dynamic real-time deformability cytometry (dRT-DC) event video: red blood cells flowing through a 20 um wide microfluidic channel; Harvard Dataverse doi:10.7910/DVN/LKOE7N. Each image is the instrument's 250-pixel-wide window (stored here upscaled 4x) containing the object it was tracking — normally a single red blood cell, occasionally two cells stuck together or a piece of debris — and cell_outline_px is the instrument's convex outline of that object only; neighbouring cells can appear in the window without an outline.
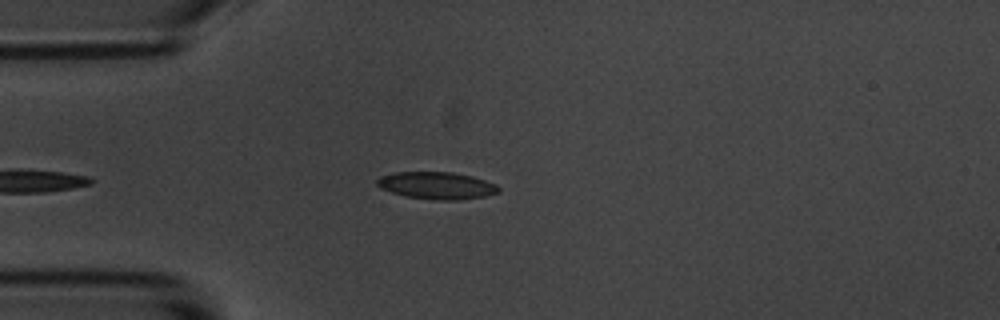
{"species": "common noctule bat (a hibernating species)", "species_latin": "Nyctalus noctula", "temperature_condition": "room temperature", "stored_images_in_passage": 5, "camera_frame_rate_fps": 3000, "um_per_image_px": 0.085, "animal": {"sex": "male", "body_mass_g": 20.1, "forearm_length_mm": 53.5}, "frame": {"image": 1, "passage_image": 5, "time_ms": 4.667, "image_size_px": [1000, 320], "cell_outline_px": [[500, 192], [484, 196], [460, 200], [436, 200], [404, 196], [380, 188], [376, 184], [376, 180], [380, 176], [396, 172], [452, 172], [472, 176], [496, 184], [500, 188]], "centroid_in_image_um": [37.12, 15.77], "position_along_channel_um": 47.9, "area_um2": 19.31}}